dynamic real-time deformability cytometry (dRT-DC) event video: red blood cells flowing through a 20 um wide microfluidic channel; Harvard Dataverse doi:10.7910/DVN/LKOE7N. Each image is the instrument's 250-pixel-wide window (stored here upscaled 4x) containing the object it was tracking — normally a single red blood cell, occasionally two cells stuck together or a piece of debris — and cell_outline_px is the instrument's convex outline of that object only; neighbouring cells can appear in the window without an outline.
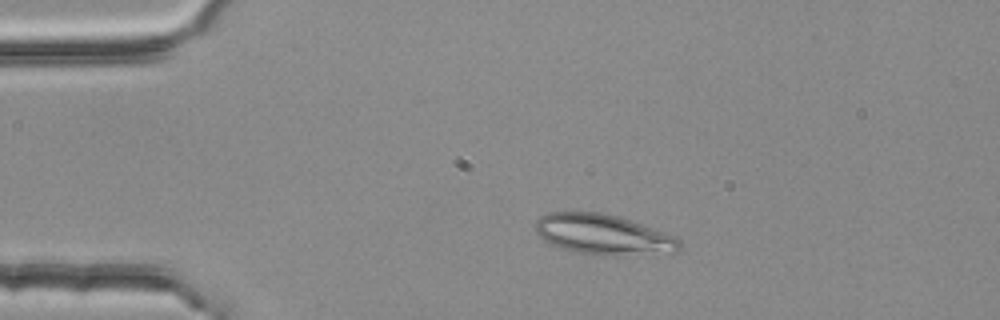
{"species": "common noctule bat (a hibernating species)", "species_latin": "Nyctalus noctula", "temperature_condition": "room temperature", "stored_images_in_passage": 49, "camera_frame_rate_fps": 3000, "um_per_image_px": 0.085, "animal": {"sex": "female", "body_mass_g": 25.1}, "frame": {"image": 1, "passage_image": 9, "time_ms": 2.667, "image_size_px": [1000, 320], "cell_outline_px": [[680, 248], [676, 252], [624, 256], [612, 256], [580, 252], [564, 248], [552, 244], [544, 240], [536, 232], [536, 220], [540, 216], [548, 212], [600, 212], [620, 216], [676, 236], [680, 240]], "centroid_in_image_um": [51.32, 19.93], "position_along_channel_um": 33.7, "area_um2": 33.87}}
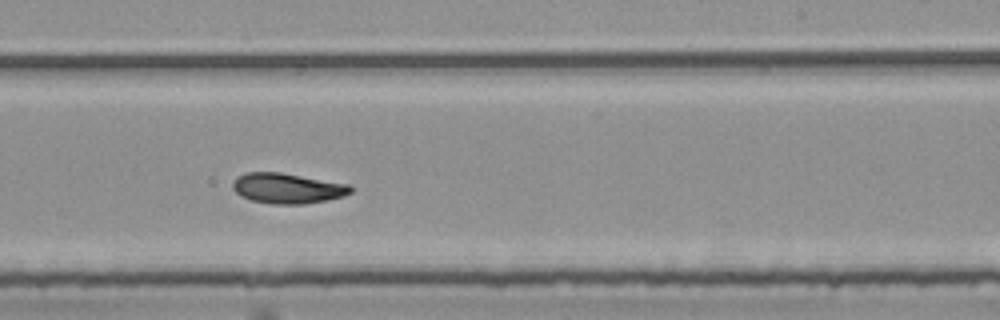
{"frame": {"image": 2, "passage_image": 31, "time_ms": 10.0, "image_size_px": [1000, 320], "cell_outline_px": [[352, 192], [344, 196], [328, 200], [304, 204], [272, 204], [252, 200], [240, 196], [232, 188], [232, 180], [236, 176], [244, 172], [280, 172], [348, 184], [352, 188]], "centroid_in_image_um": [24.39, 16.0], "position_along_channel_um": 264.6, "area_um2": 20.98}}
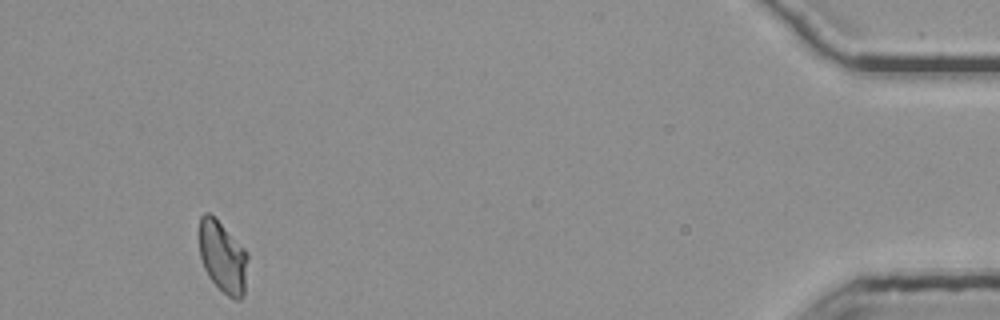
{"frame": {"image": 3, "passage_image": 49, "time_ms": 16.0, "image_size_px": [1000, 320], "cell_outline_px": [[248, 256], [244, 292], [240, 300], [236, 300], [228, 296], [208, 276], [204, 268], [200, 256], [200, 216], [204, 212], [208, 212], [248, 252]], "centroid_in_image_um": [18.94, 21.86], "position_along_channel_um": 416.3, "area_um2": 19.77}, "authors_computed_cell_mechanics": {"area_um2": 20.808, "velocity_mm_per_s": 3.7659, "shape_relaxation_time_tau1_ms": 9.3304, "shape_relaxation_time_tau2_ms": 6.1811, "deformation_change_tau1": 0.1957, "deformation_change_tau2": 0.1123}}